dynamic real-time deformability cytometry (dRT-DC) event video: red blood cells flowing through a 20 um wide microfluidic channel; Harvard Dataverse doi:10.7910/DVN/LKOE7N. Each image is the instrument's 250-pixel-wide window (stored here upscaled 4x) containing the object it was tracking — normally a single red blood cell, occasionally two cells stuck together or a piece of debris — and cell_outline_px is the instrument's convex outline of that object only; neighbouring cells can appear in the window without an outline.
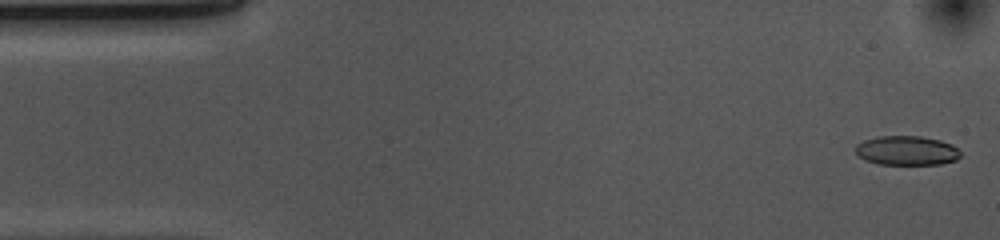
{"species": "common noctule bat (a hibernating species)", "species_latin": "Nyctalus noctula", "temperature_condition": "cold", "stored_images_in_passage": 52, "camera_frame_rate_fps": 3000, "um_per_image_px": 0.085, "animal": {"sex": "female", "body_mass_g": 10.0, "forearm_length_mm": 53.1}, "frame": {"image": 1, "passage_image": 1, "time_ms": 0.0, "image_size_px": [1000, 240], "cell_outline_px": [[960, 156], [956, 160], [940, 164], [880, 164], [864, 160], [856, 152], [856, 144], [864, 140], [880, 136], [920, 136], [940, 140], [952, 144], [960, 152]], "centroid_in_image_um": [77.07, 12.79], "position_along_channel_um": 7.9, "area_um2": 17.86}}
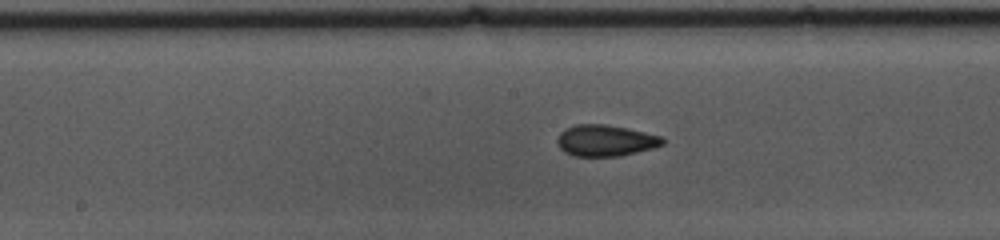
{"frame": {"image": 2, "passage_image": 25, "time_ms": 8.0, "image_size_px": [1000, 240], "cell_outline_px": [[664, 144], [652, 148], [620, 156], [572, 156], [564, 152], [556, 144], [556, 140], [560, 132], [564, 128], [576, 124], [604, 124], [628, 128], [660, 136], [664, 140]], "centroid_in_image_um": [51.4, 11.94], "position_along_channel_um": 196.8, "area_um2": 19.31}}
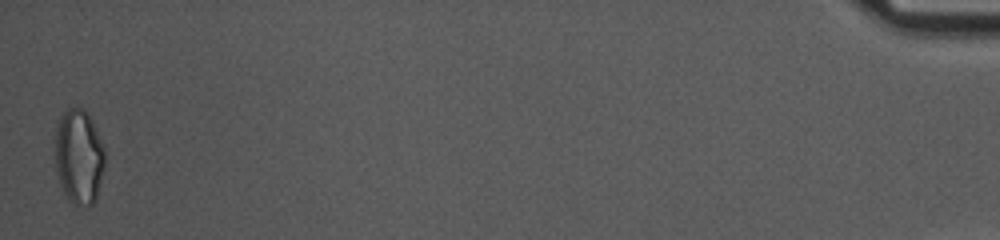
{"frame": {"image": 3, "passage_image": 52, "time_ms": 17.0, "image_size_px": [1000, 240], "cell_outline_px": [[104, 168], [96, 200], [88, 208], [72, 204], [64, 192], [60, 184], [56, 168], [56, 128], [60, 116], [68, 108], [84, 108], [88, 112], [104, 144]], "centroid_in_image_um": [6.73, 13.33], "position_along_channel_um": 428.5, "area_um2": 27.74}, "authors_computed_cell_mechanics": {"area_um2": 19.1896, "velocity_mm_per_s": 3.7042, "shape_relaxation_time_tau1_ms": 5.0596, "shape_relaxation_time_tau2_ms": 1.9474, "deformation_change_tau1": 0.1561, "deformation_change_tau2": 0.0841}}